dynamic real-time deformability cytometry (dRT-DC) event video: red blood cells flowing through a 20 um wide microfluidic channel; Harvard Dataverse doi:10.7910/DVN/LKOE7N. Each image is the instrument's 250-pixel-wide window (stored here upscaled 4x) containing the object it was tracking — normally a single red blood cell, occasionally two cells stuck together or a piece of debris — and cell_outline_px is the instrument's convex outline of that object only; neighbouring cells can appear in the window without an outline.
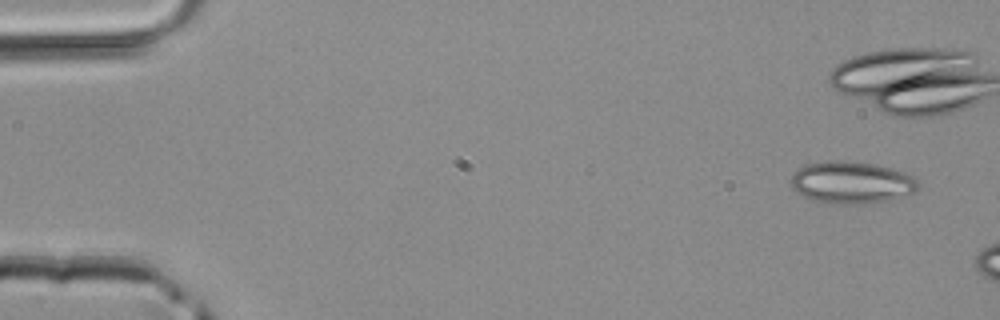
{"species": "common noctule bat (a hibernating species)", "species_latin": "Nyctalus noctula", "temperature_condition": "room temperature", "stored_images_in_passage": 3, "camera_frame_rate_fps": 3000, "um_per_image_px": 0.085, "animal": {"sex": "male", "body_mass_g": 20.4}, "frame": {"image": 1, "passage_image": 1, "time_ms": 0.0, "image_size_px": [1000, 320], "cell_outline_px": [[920, 188], [916, 192], [892, 200], [856, 204], [844, 204], [816, 200], [804, 196], [792, 188], [788, 184], [788, 180], [800, 168], [808, 164], [836, 160], [840, 160], [876, 164], [904, 172], [916, 176], [920, 180]], "centroid_in_image_um": [72.46, 15.51], "position_along_channel_um": 12.5, "area_um2": 31.33}}